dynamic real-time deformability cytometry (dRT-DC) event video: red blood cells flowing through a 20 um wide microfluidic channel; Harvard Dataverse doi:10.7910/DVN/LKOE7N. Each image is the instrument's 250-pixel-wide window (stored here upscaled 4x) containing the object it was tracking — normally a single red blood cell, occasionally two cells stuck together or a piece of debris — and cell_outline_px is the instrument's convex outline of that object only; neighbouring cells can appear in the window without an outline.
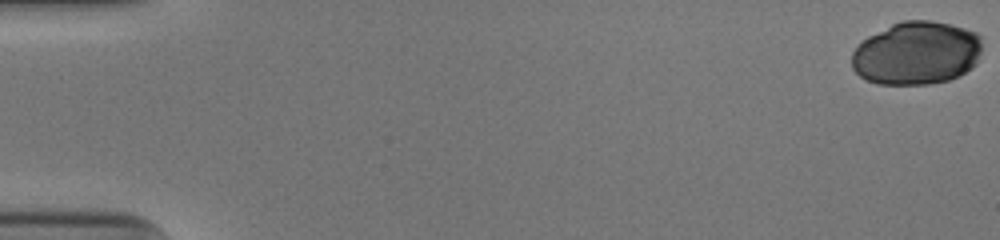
{"species": "human", "species_latin": "Homo sapiens", "temperature_condition": "cold", "stored_images_in_passage": 49, "camera_frame_rate_fps": 3000, "um_per_image_px": 0.085, "donor": {"sex": "male"}, "frame": {"image": 1, "passage_image": 1, "time_ms": 0.0, "image_size_px": [1000, 240], "cell_outline_px": [[980, 52], [976, 64], [972, 68], [948, 80], [928, 84], [876, 84], [860, 76], [852, 68], [852, 52], [868, 36], [892, 24], [904, 20], [932, 20], [964, 28], [976, 32], [980, 36]], "centroid_in_image_um": [77.9, 4.52], "position_along_channel_um": 7.1, "area_um2": 47.86}}
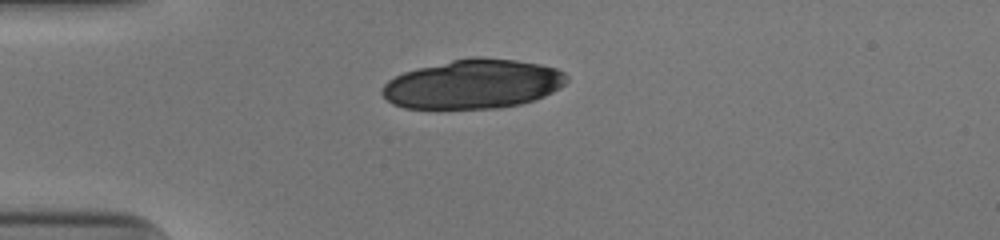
{"frame": {"image": 2, "passage_image": 15, "time_ms": 4.667, "image_size_px": [1000, 240], "cell_outline_px": [[568, 80], [560, 88], [544, 96], [520, 104], [500, 108], [404, 108], [392, 104], [380, 92], [380, 88], [388, 80], [404, 72], [452, 60], [472, 56], [480, 56], [516, 60], [540, 64], [556, 68], [564, 72], [568, 76]], "centroid_in_image_um": [40.22, 7.14], "position_along_channel_um": 44.8, "area_um2": 52.94}}